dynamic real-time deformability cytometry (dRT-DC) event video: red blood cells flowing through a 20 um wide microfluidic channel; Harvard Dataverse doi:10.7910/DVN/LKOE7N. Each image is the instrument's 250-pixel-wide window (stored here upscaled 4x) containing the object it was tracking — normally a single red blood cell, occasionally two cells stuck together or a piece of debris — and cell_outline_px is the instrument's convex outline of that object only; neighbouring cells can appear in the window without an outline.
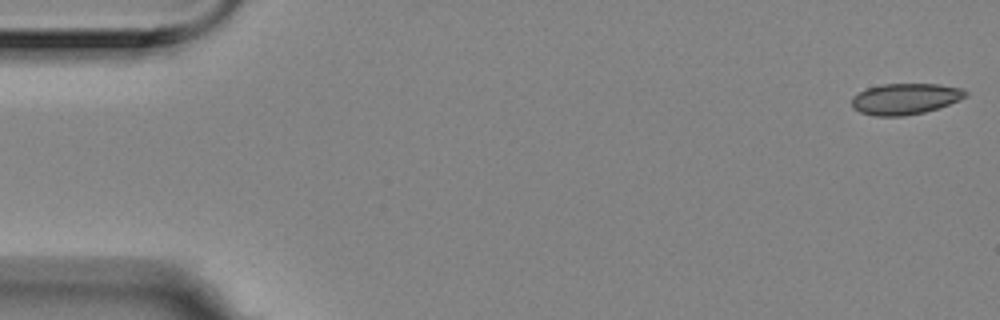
{"species": "Egyptian fruit bat (a non-hibernating species)", "species_latin": "Rousettus aegyptiacus", "temperature_condition": "room temperature", "stored_images_in_passage": 4, "camera_frame_rate_fps": 3000, "um_per_image_px": 0.085, "animal": {"sex": "female"}, "frame": {"image": 1, "passage_image": 1, "time_ms": 0.0, "image_size_px": [1000, 320], "cell_outline_px": [[968, 96], [960, 100], [940, 108], [924, 112], [904, 116], [872, 116], [860, 112], [852, 108], [852, 96], [868, 88], [880, 84], [940, 84], [964, 88], [968, 92]], "centroid_in_image_um": [76.98, 8.4], "position_along_channel_um": 8.0, "area_um2": 20.92}}